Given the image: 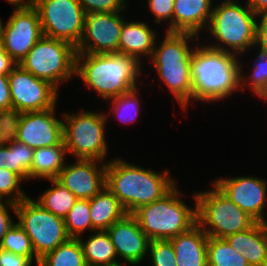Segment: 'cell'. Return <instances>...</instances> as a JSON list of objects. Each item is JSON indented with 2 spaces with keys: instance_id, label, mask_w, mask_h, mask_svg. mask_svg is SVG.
Segmentation results:
<instances>
[{
  "instance_id": "1",
  "label": "cell",
  "mask_w": 267,
  "mask_h": 266,
  "mask_svg": "<svg viewBox=\"0 0 267 266\" xmlns=\"http://www.w3.org/2000/svg\"><path fill=\"white\" fill-rule=\"evenodd\" d=\"M112 160L106 164V187L128 214L162 199L176 186L168 169L161 174L118 158Z\"/></svg>"
},
{
  "instance_id": "2",
  "label": "cell",
  "mask_w": 267,
  "mask_h": 266,
  "mask_svg": "<svg viewBox=\"0 0 267 266\" xmlns=\"http://www.w3.org/2000/svg\"><path fill=\"white\" fill-rule=\"evenodd\" d=\"M241 64L233 53L196 45L191 58L192 99L221 101L240 90Z\"/></svg>"
},
{
  "instance_id": "3",
  "label": "cell",
  "mask_w": 267,
  "mask_h": 266,
  "mask_svg": "<svg viewBox=\"0 0 267 266\" xmlns=\"http://www.w3.org/2000/svg\"><path fill=\"white\" fill-rule=\"evenodd\" d=\"M141 64L119 52L76 54L75 75L107 101L138 87Z\"/></svg>"
},
{
  "instance_id": "4",
  "label": "cell",
  "mask_w": 267,
  "mask_h": 266,
  "mask_svg": "<svg viewBox=\"0 0 267 266\" xmlns=\"http://www.w3.org/2000/svg\"><path fill=\"white\" fill-rule=\"evenodd\" d=\"M199 36L191 33L167 32L157 47H154L151 61L157 74L164 81L177 103L185 110L192 100L191 58L193 49L190 40Z\"/></svg>"
},
{
  "instance_id": "5",
  "label": "cell",
  "mask_w": 267,
  "mask_h": 266,
  "mask_svg": "<svg viewBox=\"0 0 267 266\" xmlns=\"http://www.w3.org/2000/svg\"><path fill=\"white\" fill-rule=\"evenodd\" d=\"M257 19L258 15L248 5L242 6L236 0L215 5L207 30L219 44L208 46L236 56L245 53L256 45Z\"/></svg>"
},
{
  "instance_id": "6",
  "label": "cell",
  "mask_w": 267,
  "mask_h": 266,
  "mask_svg": "<svg viewBox=\"0 0 267 266\" xmlns=\"http://www.w3.org/2000/svg\"><path fill=\"white\" fill-rule=\"evenodd\" d=\"M180 196L183 195L175 186L162 199L143 205L132 213L150 240H170L197 223L196 193L193 194V208H189Z\"/></svg>"
},
{
  "instance_id": "7",
  "label": "cell",
  "mask_w": 267,
  "mask_h": 266,
  "mask_svg": "<svg viewBox=\"0 0 267 266\" xmlns=\"http://www.w3.org/2000/svg\"><path fill=\"white\" fill-rule=\"evenodd\" d=\"M213 189L196 193L197 224L209 237L226 238L251 228L256 221L215 185Z\"/></svg>"
},
{
  "instance_id": "8",
  "label": "cell",
  "mask_w": 267,
  "mask_h": 266,
  "mask_svg": "<svg viewBox=\"0 0 267 266\" xmlns=\"http://www.w3.org/2000/svg\"><path fill=\"white\" fill-rule=\"evenodd\" d=\"M63 142L76 159L103 161L108 154L105 138L107 116L103 112L82 110L63 114Z\"/></svg>"
},
{
  "instance_id": "9",
  "label": "cell",
  "mask_w": 267,
  "mask_h": 266,
  "mask_svg": "<svg viewBox=\"0 0 267 266\" xmlns=\"http://www.w3.org/2000/svg\"><path fill=\"white\" fill-rule=\"evenodd\" d=\"M18 65L58 89L59 83L76 76V48L69 42L43 35Z\"/></svg>"
},
{
  "instance_id": "10",
  "label": "cell",
  "mask_w": 267,
  "mask_h": 266,
  "mask_svg": "<svg viewBox=\"0 0 267 266\" xmlns=\"http://www.w3.org/2000/svg\"><path fill=\"white\" fill-rule=\"evenodd\" d=\"M16 216L39 259L70 239L64 219L47 211L30 197L17 204Z\"/></svg>"
},
{
  "instance_id": "11",
  "label": "cell",
  "mask_w": 267,
  "mask_h": 266,
  "mask_svg": "<svg viewBox=\"0 0 267 266\" xmlns=\"http://www.w3.org/2000/svg\"><path fill=\"white\" fill-rule=\"evenodd\" d=\"M43 35L78 46L84 31L85 11L77 0H35Z\"/></svg>"
},
{
  "instance_id": "12",
  "label": "cell",
  "mask_w": 267,
  "mask_h": 266,
  "mask_svg": "<svg viewBox=\"0 0 267 266\" xmlns=\"http://www.w3.org/2000/svg\"><path fill=\"white\" fill-rule=\"evenodd\" d=\"M42 36L39 14L33 5L14 8L6 25H3L0 17L1 47L17 64L21 63Z\"/></svg>"
},
{
  "instance_id": "13",
  "label": "cell",
  "mask_w": 267,
  "mask_h": 266,
  "mask_svg": "<svg viewBox=\"0 0 267 266\" xmlns=\"http://www.w3.org/2000/svg\"><path fill=\"white\" fill-rule=\"evenodd\" d=\"M12 107L19 112L45 111L57 106L59 90L17 65L8 74Z\"/></svg>"
},
{
  "instance_id": "14",
  "label": "cell",
  "mask_w": 267,
  "mask_h": 266,
  "mask_svg": "<svg viewBox=\"0 0 267 266\" xmlns=\"http://www.w3.org/2000/svg\"><path fill=\"white\" fill-rule=\"evenodd\" d=\"M120 12L87 13L76 54L119 52L121 28L126 20Z\"/></svg>"
},
{
  "instance_id": "15",
  "label": "cell",
  "mask_w": 267,
  "mask_h": 266,
  "mask_svg": "<svg viewBox=\"0 0 267 266\" xmlns=\"http://www.w3.org/2000/svg\"><path fill=\"white\" fill-rule=\"evenodd\" d=\"M212 184L256 222L263 223L266 220L263 216L267 197L266 180L254 176H238L215 179Z\"/></svg>"
},
{
  "instance_id": "16",
  "label": "cell",
  "mask_w": 267,
  "mask_h": 266,
  "mask_svg": "<svg viewBox=\"0 0 267 266\" xmlns=\"http://www.w3.org/2000/svg\"><path fill=\"white\" fill-rule=\"evenodd\" d=\"M56 106L45 111L23 112L16 141L32 149L63 142V120L55 117Z\"/></svg>"
},
{
  "instance_id": "17",
  "label": "cell",
  "mask_w": 267,
  "mask_h": 266,
  "mask_svg": "<svg viewBox=\"0 0 267 266\" xmlns=\"http://www.w3.org/2000/svg\"><path fill=\"white\" fill-rule=\"evenodd\" d=\"M103 161L77 159L66 164L56 178L77 199H91L106 187V164ZM100 163L102 166L99 167Z\"/></svg>"
},
{
  "instance_id": "18",
  "label": "cell",
  "mask_w": 267,
  "mask_h": 266,
  "mask_svg": "<svg viewBox=\"0 0 267 266\" xmlns=\"http://www.w3.org/2000/svg\"><path fill=\"white\" fill-rule=\"evenodd\" d=\"M121 260L130 265H138L148 254L150 239L141 230L137 219L127 214L106 230Z\"/></svg>"
},
{
  "instance_id": "19",
  "label": "cell",
  "mask_w": 267,
  "mask_h": 266,
  "mask_svg": "<svg viewBox=\"0 0 267 266\" xmlns=\"http://www.w3.org/2000/svg\"><path fill=\"white\" fill-rule=\"evenodd\" d=\"M212 0H175L173 32L200 35L210 22Z\"/></svg>"
},
{
  "instance_id": "20",
  "label": "cell",
  "mask_w": 267,
  "mask_h": 266,
  "mask_svg": "<svg viewBox=\"0 0 267 266\" xmlns=\"http://www.w3.org/2000/svg\"><path fill=\"white\" fill-rule=\"evenodd\" d=\"M208 237L196 223L188 231L170 239L177 266H208Z\"/></svg>"
},
{
  "instance_id": "21",
  "label": "cell",
  "mask_w": 267,
  "mask_h": 266,
  "mask_svg": "<svg viewBox=\"0 0 267 266\" xmlns=\"http://www.w3.org/2000/svg\"><path fill=\"white\" fill-rule=\"evenodd\" d=\"M250 266H267V236L262 223L225 238Z\"/></svg>"
},
{
  "instance_id": "22",
  "label": "cell",
  "mask_w": 267,
  "mask_h": 266,
  "mask_svg": "<svg viewBox=\"0 0 267 266\" xmlns=\"http://www.w3.org/2000/svg\"><path fill=\"white\" fill-rule=\"evenodd\" d=\"M157 33L144 22L124 21L120 40L119 53L131 55L141 62L142 55L152 57Z\"/></svg>"
},
{
  "instance_id": "23",
  "label": "cell",
  "mask_w": 267,
  "mask_h": 266,
  "mask_svg": "<svg viewBox=\"0 0 267 266\" xmlns=\"http://www.w3.org/2000/svg\"><path fill=\"white\" fill-rule=\"evenodd\" d=\"M92 231L107 230L128 213L112 192L104 187L93 198L89 199Z\"/></svg>"
},
{
  "instance_id": "24",
  "label": "cell",
  "mask_w": 267,
  "mask_h": 266,
  "mask_svg": "<svg viewBox=\"0 0 267 266\" xmlns=\"http://www.w3.org/2000/svg\"><path fill=\"white\" fill-rule=\"evenodd\" d=\"M67 153L64 142L50 147L34 149L29 179H56L66 165Z\"/></svg>"
},
{
  "instance_id": "25",
  "label": "cell",
  "mask_w": 267,
  "mask_h": 266,
  "mask_svg": "<svg viewBox=\"0 0 267 266\" xmlns=\"http://www.w3.org/2000/svg\"><path fill=\"white\" fill-rule=\"evenodd\" d=\"M87 266H119L115 246L106 230L94 231L86 241L78 238ZM119 261V262H118Z\"/></svg>"
},
{
  "instance_id": "26",
  "label": "cell",
  "mask_w": 267,
  "mask_h": 266,
  "mask_svg": "<svg viewBox=\"0 0 267 266\" xmlns=\"http://www.w3.org/2000/svg\"><path fill=\"white\" fill-rule=\"evenodd\" d=\"M49 181L52 182L53 186L46 189L36 202L55 216L64 219L78 199L57 179Z\"/></svg>"
},
{
  "instance_id": "27",
  "label": "cell",
  "mask_w": 267,
  "mask_h": 266,
  "mask_svg": "<svg viewBox=\"0 0 267 266\" xmlns=\"http://www.w3.org/2000/svg\"><path fill=\"white\" fill-rule=\"evenodd\" d=\"M38 266H87V264L79 240L70 238L55 250L45 254Z\"/></svg>"
},
{
  "instance_id": "28",
  "label": "cell",
  "mask_w": 267,
  "mask_h": 266,
  "mask_svg": "<svg viewBox=\"0 0 267 266\" xmlns=\"http://www.w3.org/2000/svg\"><path fill=\"white\" fill-rule=\"evenodd\" d=\"M208 266H250L225 238L208 237Z\"/></svg>"
},
{
  "instance_id": "29",
  "label": "cell",
  "mask_w": 267,
  "mask_h": 266,
  "mask_svg": "<svg viewBox=\"0 0 267 266\" xmlns=\"http://www.w3.org/2000/svg\"><path fill=\"white\" fill-rule=\"evenodd\" d=\"M34 149L18 141L5 146V168L17 174L24 182L29 180Z\"/></svg>"
},
{
  "instance_id": "30",
  "label": "cell",
  "mask_w": 267,
  "mask_h": 266,
  "mask_svg": "<svg viewBox=\"0 0 267 266\" xmlns=\"http://www.w3.org/2000/svg\"><path fill=\"white\" fill-rule=\"evenodd\" d=\"M64 222L70 238L78 239L84 231H92L89 199H78L64 218Z\"/></svg>"
},
{
  "instance_id": "31",
  "label": "cell",
  "mask_w": 267,
  "mask_h": 266,
  "mask_svg": "<svg viewBox=\"0 0 267 266\" xmlns=\"http://www.w3.org/2000/svg\"><path fill=\"white\" fill-rule=\"evenodd\" d=\"M257 55L252 72L248 77L249 82L246 81V76L244 79L243 71L240 70V90L248 87L253 94L265 99L267 96V54L258 51ZM244 85L246 87H243Z\"/></svg>"
},
{
  "instance_id": "32",
  "label": "cell",
  "mask_w": 267,
  "mask_h": 266,
  "mask_svg": "<svg viewBox=\"0 0 267 266\" xmlns=\"http://www.w3.org/2000/svg\"><path fill=\"white\" fill-rule=\"evenodd\" d=\"M0 248L21 256L37 257L29 236L18 223H15L4 235Z\"/></svg>"
},
{
  "instance_id": "33",
  "label": "cell",
  "mask_w": 267,
  "mask_h": 266,
  "mask_svg": "<svg viewBox=\"0 0 267 266\" xmlns=\"http://www.w3.org/2000/svg\"><path fill=\"white\" fill-rule=\"evenodd\" d=\"M139 95L138 89H132L129 92L121 94L117 97L110 99L113 106L110 113H117L118 118L121 122L133 123L136 121L139 114Z\"/></svg>"
},
{
  "instance_id": "34",
  "label": "cell",
  "mask_w": 267,
  "mask_h": 266,
  "mask_svg": "<svg viewBox=\"0 0 267 266\" xmlns=\"http://www.w3.org/2000/svg\"><path fill=\"white\" fill-rule=\"evenodd\" d=\"M22 112L15 108L0 110V146H8L16 141Z\"/></svg>"
},
{
  "instance_id": "35",
  "label": "cell",
  "mask_w": 267,
  "mask_h": 266,
  "mask_svg": "<svg viewBox=\"0 0 267 266\" xmlns=\"http://www.w3.org/2000/svg\"><path fill=\"white\" fill-rule=\"evenodd\" d=\"M21 181L23 180L11 170L0 169V196L3 200L18 204L28 197L21 189Z\"/></svg>"
},
{
  "instance_id": "36",
  "label": "cell",
  "mask_w": 267,
  "mask_h": 266,
  "mask_svg": "<svg viewBox=\"0 0 267 266\" xmlns=\"http://www.w3.org/2000/svg\"><path fill=\"white\" fill-rule=\"evenodd\" d=\"M148 253L152 266H177L170 240H150Z\"/></svg>"
},
{
  "instance_id": "37",
  "label": "cell",
  "mask_w": 267,
  "mask_h": 266,
  "mask_svg": "<svg viewBox=\"0 0 267 266\" xmlns=\"http://www.w3.org/2000/svg\"><path fill=\"white\" fill-rule=\"evenodd\" d=\"M85 13L125 11L126 0H77Z\"/></svg>"
},
{
  "instance_id": "38",
  "label": "cell",
  "mask_w": 267,
  "mask_h": 266,
  "mask_svg": "<svg viewBox=\"0 0 267 266\" xmlns=\"http://www.w3.org/2000/svg\"><path fill=\"white\" fill-rule=\"evenodd\" d=\"M147 2L152 14L155 16L154 22L160 24L162 21L170 20L167 32H173L175 0H148Z\"/></svg>"
},
{
  "instance_id": "39",
  "label": "cell",
  "mask_w": 267,
  "mask_h": 266,
  "mask_svg": "<svg viewBox=\"0 0 267 266\" xmlns=\"http://www.w3.org/2000/svg\"><path fill=\"white\" fill-rule=\"evenodd\" d=\"M39 264L38 257H26L0 248V266H31L33 261Z\"/></svg>"
},
{
  "instance_id": "40",
  "label": "cell",
  "mask_w": 267,
  "mask_h": 266,
  "mask_svg": "<svg viewBox=\"0 0 267 266\" xmlns=\"http://www.w3.org/2000/svg\"><path fill=\"white\" fill-rule=\"evenodd\" d=\"M9 209H12L16 214L17 204L5 202V204L0 207V242L7 231L15 224L8 213V211H10Z\"/></svg>"
},
{
  "instance_id": "41",
  "label": "cell",
  "mask_w": 267,
  "mask_h": 266,
  "mask_svg": "<svg viewBox=\"0 0 267 266\" xmlns=\"http://www.w3.org/2000/svg\"><path fill=\"white\" fill-rule=\"evenodd\" d=\"M260 21H258L256 45L260 46L259 51L267 54V11L258 15Z\"/></svg>"
},
{
  "instance_id": "42",
  "label": "cell",
  "mask_w": 267,
  "mask_h": 266,
  "mask_svg": "<svg viewBox=\"0 0 267 266\" xmlns=\"http://www.w3.org/2000/svg\"><path fill=\"white\" fill-rule=\"evenodd\" d=\"M11 107V91L9 88L8 75L0 74V110Z\"/></svg>"
},
{
  "instance_id": "43",
  "label": "cell",
  "mask_w": 267,
  "mask_h": 266,
  "mask_svg": "<svg viewBox=\"0 0 267 266\" xmlns=\"http://www.w3.org/2000/svg\"><path fill=\"white\" fill-rule=\"evenodd\" d=\"M18 64L0 46V74L8 75Z\"/></svg>"
},
{
  "instance_id": "44",
  "label": "cell",
  "mask_w": 267,
  "mask_h": 266,
  "mask_svg": "<svg viewBox=\"0 0 267 266\" xmlns=\"http://www.w3.org/2000/svg\"><path fill=\"white\" fill-rule=\"evenodd\" d=\"M247 5L257 14L267 11V0H247Z\"/></svg>"
},
{
  "instance_id": "45",
  "label": "cell",
  "mask_w": 267,
  "mask_h": 266,
  "mask_svg": "<svg viewBox=\"0 0 267 266\" xmlns=\"http://www.w3.org/2000/svg\"><path fill=\"white\" fill-rule=\"evenodd\" d=\"M7 1L13 4L15 8L29 7V6H32L35 2V0H7Z\"/></svg>"
},
{
  "instance_id": "46",
  "label": "cell",
  "mask_w": 267,
  "mask_h": 266,
  "mask_svg": "<svg viewBox=\"0 0 267 266\" xmlns=\"http://www.w3.org/2000/svg\"><path fill=\"white\" fill-rule=\"evenodd\" d=\"M5 168V146H0V169Z\"/></svg>"
},
{
  "instance_id": "47",
  "label": "cell",
  "mask_w": 267,
  "mask_h": 266,
  "mask_svg": "<svg viewBox=\"0 0 267 266\" xmlns=\"http://www.w3.org/2000/svg\"><path fill=\"white\" fill-rule=\"evenodd\" d=\"M264 227L265 234L267 236V219L262 223Z\"/></svg>"
},
{
  "instance_id": "48",
  "label": "cell",
  "mask_w": 267,
  "mask_h": 266,
  "mask_svg": "<svg viewBox=\"0 0 267 266\" xmlns=\"http://www.w3.org/2000/svg\"><path fill=\"white\" fill-rule=\"evenodd\" d=\"M3 198L0 196V207H2L5 203L4 202H7L6 200H2Z\"/></svg>"
}]
</instances>
